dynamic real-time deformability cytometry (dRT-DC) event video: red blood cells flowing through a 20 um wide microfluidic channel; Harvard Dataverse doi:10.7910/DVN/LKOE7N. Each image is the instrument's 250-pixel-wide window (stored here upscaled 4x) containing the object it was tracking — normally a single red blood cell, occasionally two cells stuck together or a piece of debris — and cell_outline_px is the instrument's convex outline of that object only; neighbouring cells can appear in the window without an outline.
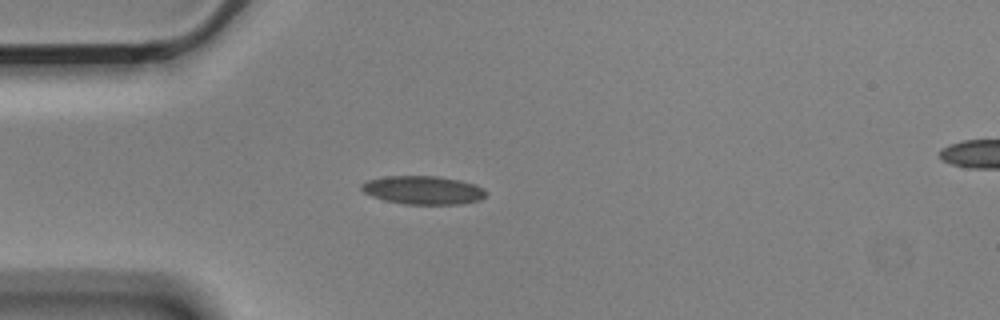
{"species": "Egyptian fruit bat (a non-hibernating species)", "species_latin": "Rousettus aegyptiacus", "temperature_condition": "cold", "stored_images_in_passage": 5, "camera_frame_rate_fps": 3000, "um_per_image_px": 0.085, "animal": {"sex": "male"}, "frame": {"image": 1, "passage_image": 2, "time_ms": 0.333, "image_size_px": [1000, 320], "cell_outline_px": [[488, 192], [480, 200], [460, 204], [404, 204], [384, 200], [372, 196], [364, 192], [360, 188], [360, 184], [368, 180], [384, 176], [436, 176], [460, 180], [476, 184], [484, 188]], "centroid_in_image_um": [35.97, 16.15], "position_along_channel_um": 49.0, "area_um2": 20.75}}
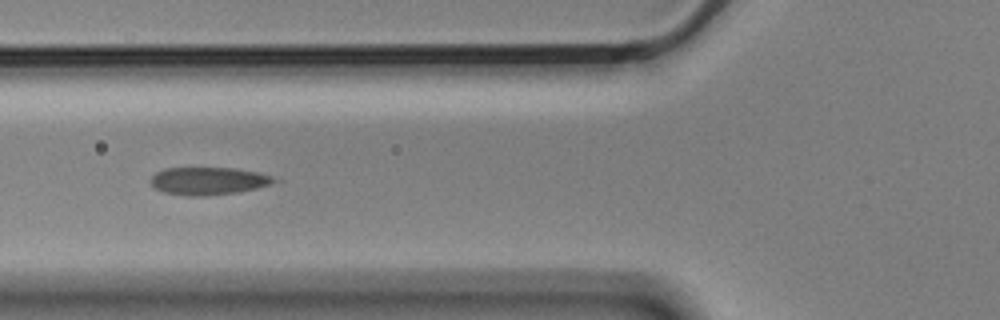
{"frame": {"image": 2, "passage_image": 4, "time_ms": 1.0, "image_size_px": [1000, 320], "cell_outline_px": [[284, 180], [256, 188], [236, 192], [204, 196], [188, 196], [164, 192], [156, 188], [148, 180], [156, 172], [164, 168], [232, 168], [256, 172], [272, 176]], "centroid_in_image_um": [17.72, 15.38], "position_along_channel_um": 108.1, "area_um2": 19.88}}
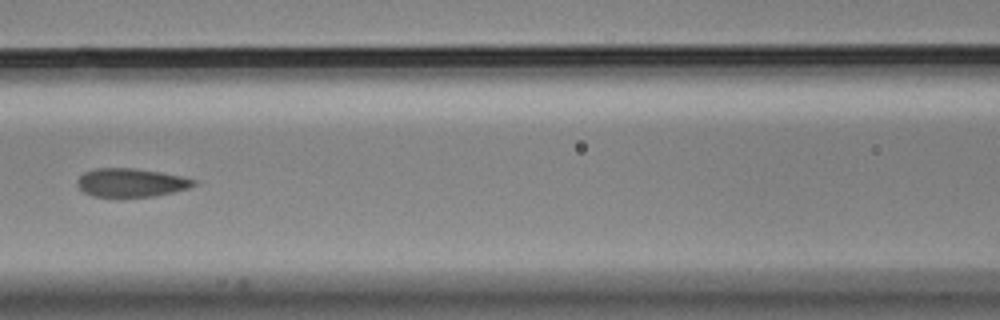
{"frame": {"image": 3, "passage_image": 5, "time_ms": 1.333, "image_size_px": [1000, 320], "cell_outline_px": [[200, 180], [196, 184], [188, 188], [172, 192], [152, 196], [92, 196], [84, 192], [76, 184], [76, 180], [84, 172], [96, 168], [132, 168], [160, 172]], "centroid_in_image_um": [11.13, 15.51], "position_along_channel_um": 155.5, "area_um2": 19.19}}